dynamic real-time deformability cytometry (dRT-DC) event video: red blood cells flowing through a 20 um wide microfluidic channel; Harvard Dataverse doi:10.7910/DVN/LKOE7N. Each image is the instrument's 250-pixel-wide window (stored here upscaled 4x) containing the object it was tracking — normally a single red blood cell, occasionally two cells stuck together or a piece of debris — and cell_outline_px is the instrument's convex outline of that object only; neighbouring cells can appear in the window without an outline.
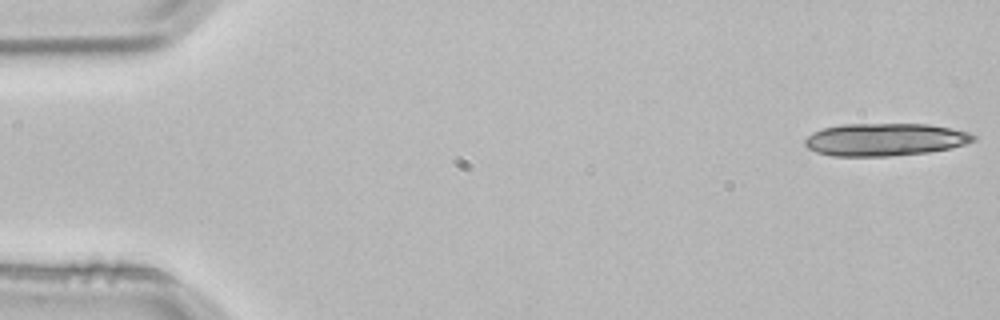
{"species": "common noctule bat (a hibernating species)", "species_latin": "Nyctalus noctula", "temperature_condition": "room temperature", "stored_images_in_passage": 18, "camera_frame_rate_fps": 3000, "um_per_image_px": 0.085, "animal": {"sex": "male", "body_mass_g": 21.5, "forearm_length_mm": 52.0}, "frame": {"image": 1, "passage_image": 1, "time_ms": 0.0, "image_size_px": [1000, 320], "cell_outline_px": [[976, 140], [952, 148], [928, 152], [892, 156], [832, 156], [816, 152], [808, 148], [804, 144], [804, 140], [812, 132], [824, 128], [844, 124], [928, 124], [968, 132], [976, 136]], "centroid_in_image_um": [75.21, 11.87], "position_along_channel_um": 9.8, "area_um2": 32.02}}